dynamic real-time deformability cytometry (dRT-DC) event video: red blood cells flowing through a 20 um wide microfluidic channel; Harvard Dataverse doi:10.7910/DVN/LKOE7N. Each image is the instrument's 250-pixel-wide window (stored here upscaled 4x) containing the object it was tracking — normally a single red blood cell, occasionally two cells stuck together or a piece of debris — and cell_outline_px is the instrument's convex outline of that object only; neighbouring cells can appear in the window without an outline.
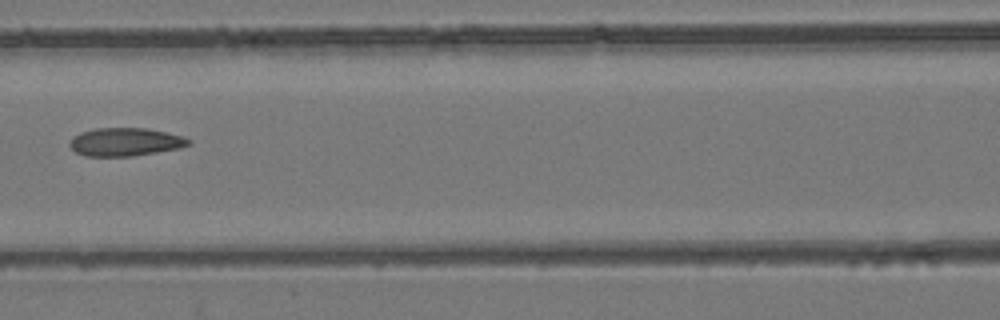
{"species": "common noctule bat (a hibernating species)", "species_latin": "Nyctalus noctula", "temperature_condition": "room temperature", "stored_images_in_passage": 8, "camera_frame_rate_fps": 3000, "um_per_image_px": 0.085, "animal": {"sex": "female", "body_mass_g": 24.6, "forearm_length_mm": 56.2}, "frame": {"image": 1, "passage_image": 7, "time_ms": 2.0, "image_size_px": [1000, 320], "cell_outline_px": [[192, 144], [180, 148], [132, 156], [84, 156], [76, 152], [68, 144], [72, 136], [80, 132], [96, 128], [148, 128], [184, 136], [192, 140]], "centroid_in_image_um": [10.66, 12.06], "position_along_channel_um": 155.9, "area_um2": 19.71}}
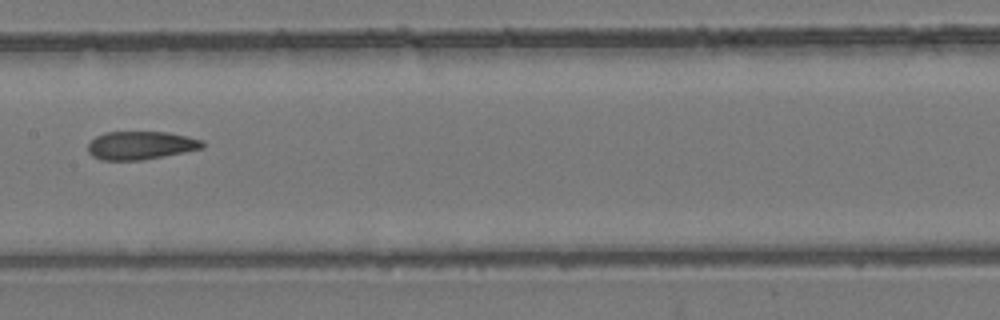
{"frame": {"image": 2, "passage_image": 8, "time_ms": 2.333, "image_size_px": [1000, 320], "cell_outline_px": [[204, 148], [144, 160], [100, 160], [92, 156], [88, 152], [88, 144], [96, 136], [104, 132], [168, 132], [204, 140]], "centroid_in_image_um": [11.96, 12.36], "position_along_channel_um": 195.4, "area_um2": 18.96}}